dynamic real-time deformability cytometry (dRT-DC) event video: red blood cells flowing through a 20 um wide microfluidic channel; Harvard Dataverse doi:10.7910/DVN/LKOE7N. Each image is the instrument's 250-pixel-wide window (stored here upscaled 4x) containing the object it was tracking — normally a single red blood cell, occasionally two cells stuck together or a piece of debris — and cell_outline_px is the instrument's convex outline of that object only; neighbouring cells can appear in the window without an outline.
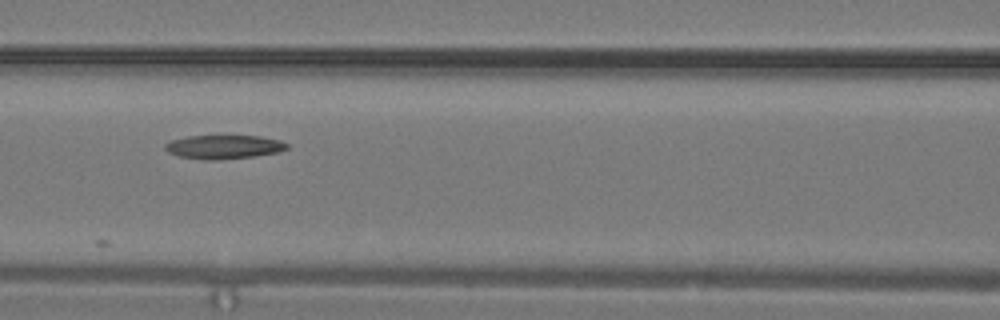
{"species": "common noctule bat (a hibernating species)", "species_latin": "Nyctalus noctula", "temperature_condition": "warm", "stored_images_in_passage": 5, "camera_frame_rate_fps": 3000, "um_per_image_px": 0.085, "animal": {"sex": "male", "body_mass_g": 19.2, "forearm_length_mm": 51.8}, "frame": {"image": 1, "passage_image": 5, "time_ms": 1.333, "image_size_px": [1000, 320], "cell_outline_px": [[288, 148], [280, 152], [256, 156], [216, 160], [204, 160], [180, 156], [168, 152], [164, 148], [164, 144], [172, 140], [188, 136], [260, 136], [280, 140], [288, 144]], "centroid_in_image_um": [19.05, 12.49], "position_along_channel_um": 147.6, "area_um2": 16.94}}